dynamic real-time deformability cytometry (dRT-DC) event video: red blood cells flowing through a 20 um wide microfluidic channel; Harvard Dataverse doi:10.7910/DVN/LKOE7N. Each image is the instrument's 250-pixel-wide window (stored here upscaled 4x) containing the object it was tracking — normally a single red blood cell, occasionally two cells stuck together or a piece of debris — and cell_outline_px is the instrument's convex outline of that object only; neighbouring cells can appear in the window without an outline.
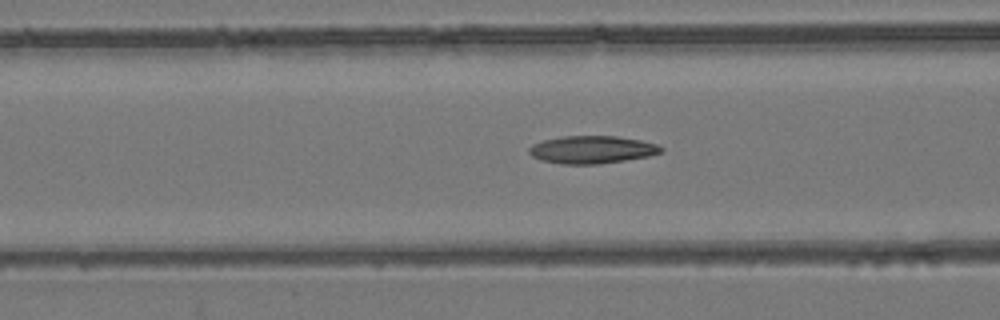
{"species": "common noctule bat (a hibernating species)", "species_latin": "Nyctalus noctula", "temperature_condition": "room temperature", "stored_images_in_passage": 55, "camera_frame_rate_fps": 3000, "um_per_image_px": 0.085, "animal": {"sex": "female", "body_mass_g": 24.6, "forearm_length_mm": 56.2}, "frame": {"image": 1, "passage_image": 23, "time_ms": 7.333, "image_size_px": [1000, 320], "cell_outline_px": [[664, 152], [648, 156], [600, 164], [560, 164], [540, 160], [532, 156], [528, 152], [528, 148], [532, 144], [544, 140], [560, 136], [616, 136], [640, 140], [656, 144], [664, 148]], "centroid_in_image_um": [50.3, 12.72], "position_along_channel_um": 116.3, "area_um2": 21.39}}
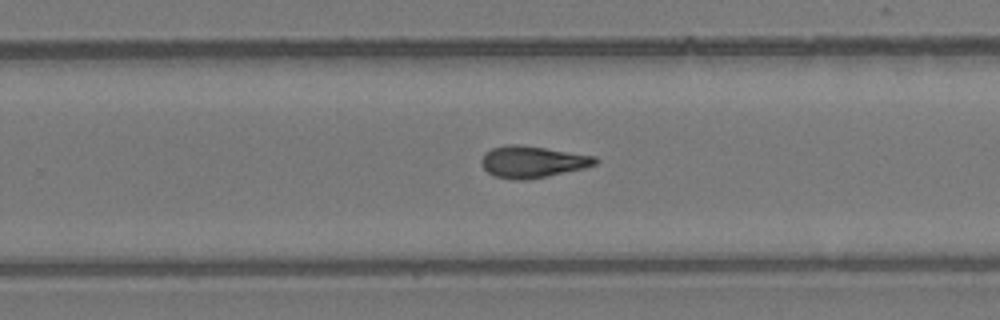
{"frame": {"image": 2, "passage_image": 36, "time_ms": 11.667, "image_size_px": [1000, 320], "cell_outline_px": [[600, 160], [596, 164], [584, 168], [548, 176], [528, 180], [512, 180], [496, 176], [488, 172], [480, 164], [480, 160], [484, 152], [492, 148], [504, 144], [520, 144], [596, 156]], "centroid_in_image_um": [45.24, 13.75], "position_along_channel_um": 284.6, "area_um2": 21.27}}
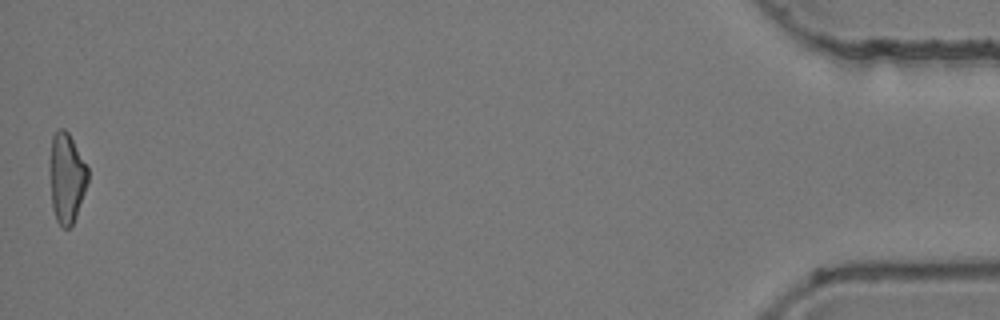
{"frame": {"image": 3, "passage_image": 55, "time_ms": 18.0, "image_size_px": [1000, 320], "cell_outline_px": [[88, 184], [76, 216], [72, 224], [68, 228], [60, 228], [56, 220], [52, 208], [48, 164], [52, 136], [60, 128], [64, 128], [68, 132], [88, 168]], "centroid_in_image_um": [5.64, 15.13], "position_along_channel_um": 429.6, "area_um2": 20.35}, "authors_computed_cell_mechanics": {"area_um2": 20.5768, "velocity_mm_per_s": 3.8873, "shape_relaxation_time_tau1_ms": null, "shape_relaxation_time_tau2_ms": 3.3052, "deformation_change_tau1": null, "deformation_change_tau2": 0.1227}}